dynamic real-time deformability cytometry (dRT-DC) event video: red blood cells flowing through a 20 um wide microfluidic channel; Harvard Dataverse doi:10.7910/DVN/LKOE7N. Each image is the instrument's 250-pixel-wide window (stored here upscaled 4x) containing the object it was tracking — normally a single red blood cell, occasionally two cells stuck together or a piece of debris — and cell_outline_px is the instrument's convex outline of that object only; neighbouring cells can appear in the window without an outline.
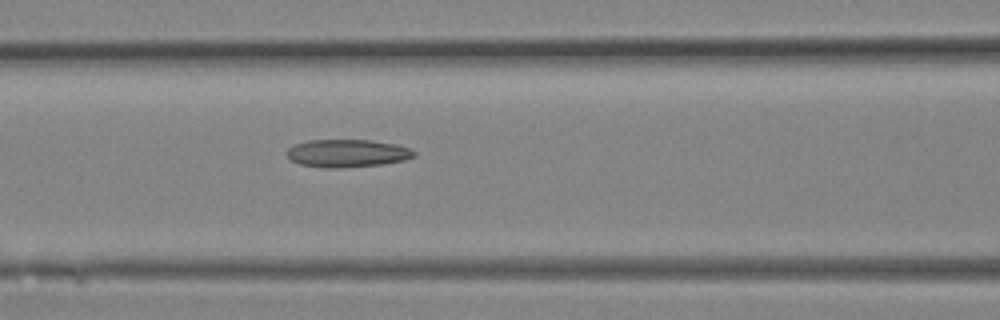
{"species": "Egyptian fruit bat (a non-hibernating species)", "species_latin": "Rousettus aegyptiacus", "temperature_condition": "room temperature", "stored_images_in_passage": 12, "camera_frame_rate_fps": 3000, "um_per_image_px": 0.085, "animal": {"sex": "female"}, "frame": {"image": 1, "passage_image": 12, "time_ms": 3.667, "image_size_px": [1000, 320], "cell_outline_px": [[416, 156], [404, 160], [384, 164], [344, 168], [324, 168], [300, 164], [292, 160], [284, 152], [292, 144], [308, 140], [368, 140], [396, 144], [412, 148], [416, 152]], "centroid_in_image_um": [29.52, 13.03], "position_along_channel_um": 137.1, "area_um2": 20.92}}